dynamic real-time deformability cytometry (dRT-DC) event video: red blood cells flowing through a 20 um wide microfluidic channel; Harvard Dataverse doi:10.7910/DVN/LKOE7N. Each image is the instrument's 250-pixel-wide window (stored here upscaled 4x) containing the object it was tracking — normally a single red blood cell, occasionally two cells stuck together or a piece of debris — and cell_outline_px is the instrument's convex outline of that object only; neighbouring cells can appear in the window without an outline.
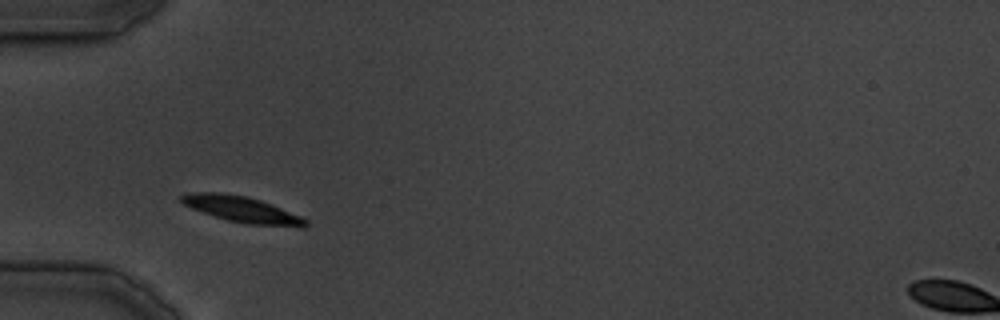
{"species": "common noctule bat (a hibernating species)", "species_latin": "Nyctalus noctula", "temperature_condition": "cold", "stored_images_in_passage": 11, "camera_frame_rate_fps": 3000, "um_per_image_px": 0.085, "animal": {"sex": "male", "body_mass_g": 19.5, "forearm_length_mm": 54.6}, "frame": {"image": 1, "passage_image": 2, "time_ms": 1.333, "image_size_px": [1000, 320], "cell_outline_px": [[308, 224], [304, 228], [300, 228], [248, 224], [228, 220], [192, 208], [184, 204], [180, 200], [180, 196], [192, 192], [220, 192], [248, 196], [272, 204], [300, 216], [308, 220]], "centroid_in_image_um": [20.63, 17.81], "position_along_channel_um": 64.4, "area_um2": 18.84}}
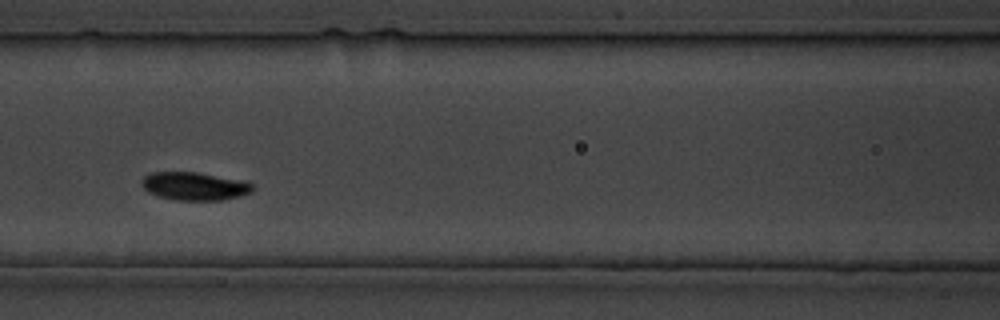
{"frame": {"image": 2, "passage_image": 7, "time_ms": 7.667, "image_size_px": [1000, 320], "cell_outline_px": [[256, 184], [252, 192], [220, 200], [176, 200], [160, 196], [148, 192], [140, 184], [140, 180], [144, 176], [152, 172], [196, 172], [248, 180]], "centroid_in_image_um": [16.57, 15.8], "position_along_channel_um": 150.0, "area_um2": 18.38}}